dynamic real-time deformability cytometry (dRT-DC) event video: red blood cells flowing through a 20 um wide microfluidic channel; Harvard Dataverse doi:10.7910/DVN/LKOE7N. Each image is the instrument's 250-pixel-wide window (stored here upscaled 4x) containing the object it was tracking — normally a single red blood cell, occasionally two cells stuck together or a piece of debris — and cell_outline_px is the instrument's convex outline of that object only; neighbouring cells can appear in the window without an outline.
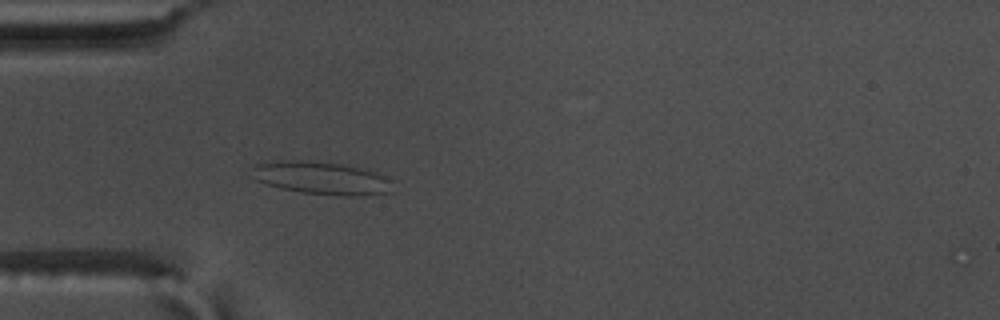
{"species": "common noctule bat (a hibernating species)", "species_latin": "Nyctalus noctula", "temperature_condition": "warm", "stored_images_in_passage": 51, "camera_frame_rate_fps": 3000, "um_per_image_px": 0.085, "animal": {"sex": "male", "body_mass_g": 17.5, "forearm_length_mm": 52.3}, "frame": {"image": 1, "passage_image": 12, "time_ms": 3.667, "image_size_px": [1000, 320], "cell_outline_px": [[392, 192], [352, 196], [344, 196], [300, 192], [280, 188], [256, 180], [248, 176], [252, 168], [256, 164], [280, 160], [308, 160], [340, 164], [372, 172], [380, 176], [384, 180]], "centroid_in_image_um": [27.13, 15.13], "position_along_channel_um": 57.9, "area_um2": 26.24}}
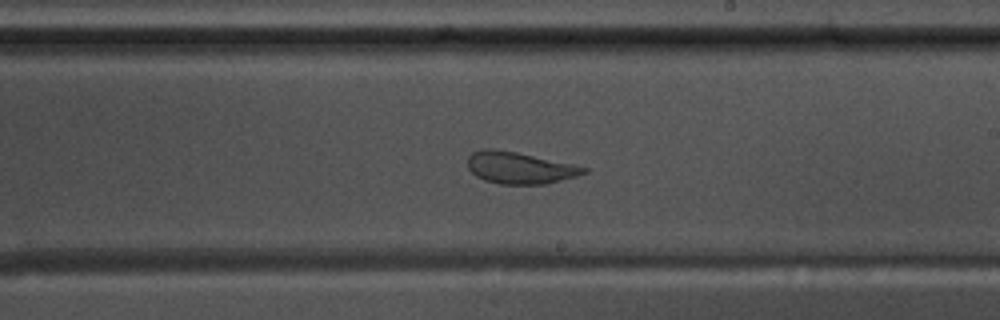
{"frame": {"image": 2, "passage_image": 28, "time_ms": 9.0, "image_size_px": [1000, 320], "cell_outline_px": [[588, 172], [576, 176], [548, 184], [500, 184], [484, 180], [476, 176], [468, 168], [468, 156], [472, 152], [484, 148], [492, 148], [516, 152], [572, 164], [588, 168]], "centroid_in_image_um": [44.15, 14.27], "position_along_channel_um": 244.8, "area_um2": 21.44}}
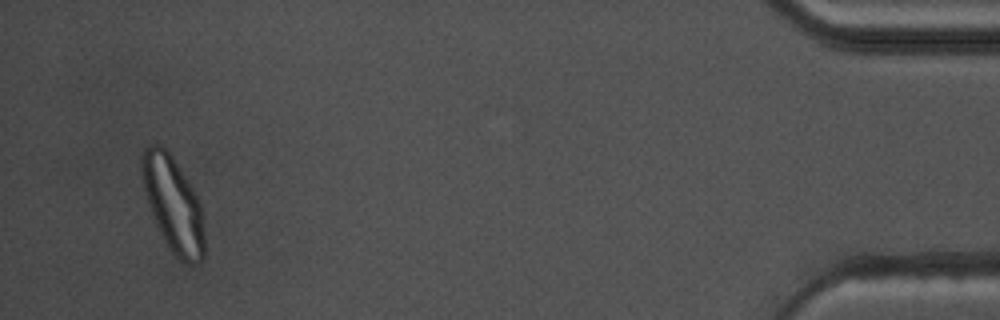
{"frame": {"image": 3, "passage_image": 49, "time_ms": 16.0, "image_size_px": [1000, 320], "cell_outline_px": [[204, 260], [200, 264], [188, 264], [180, 260], [168, 248], [152, 216], [148, 204], [144, 188], [140, 168], [140, 156], [144, 148], [148, 144], [160, 144], [172, 156], [192, 188], [200, 204], [204, 236]], "centroid_in_image_um": [14.69, 17.38], "position_along_channel_um": 420.5, "area_um2": 34.68}, "authors_computed_cell_mechanics": {"area_um2": 26.4724, "velocity_mm_per_s": 3.6104, "shape_relaxation_time_tau1_ms": null, "shape_relaxation_time_tau2_ms": 1.0087, "deformation_change_tau1": null, "deformation_change_tau2": 0.0685}}